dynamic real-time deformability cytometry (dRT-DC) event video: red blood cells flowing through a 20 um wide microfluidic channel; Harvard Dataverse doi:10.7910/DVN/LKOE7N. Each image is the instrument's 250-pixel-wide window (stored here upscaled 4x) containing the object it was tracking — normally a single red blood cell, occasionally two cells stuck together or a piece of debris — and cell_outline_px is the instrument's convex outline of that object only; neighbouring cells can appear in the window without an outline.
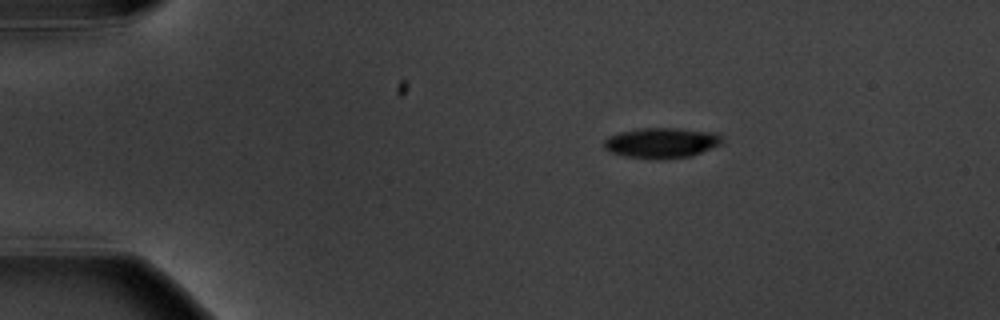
{"species": "common noctule bat (a hibernating species)", "species_latin": "Nyctalus noctula", "temperature_condition": "warm", "stored_images_in_passage": 5, "segment_of_instrument_passage": [1, 2], "camera_frame_rate_fps": 3000, "um_per_image_px": 0.085, "animal": {"sex": "male", "body_mass_g": 20.1, "forearm_length_mm": 53.5}, "frame": {"image": 1, "passage_image": 2, "time_ms": 1.333, "image_size_px": [1000, 320], "cell_outline_px": [[724, 144], [692, 156], [664, 160], [656, 160], [624, 156], [612, 152], [604, 148], [604, 140], [608, 136], [620, 132], [640, 128], [680, 128], [716, 132], [724, 136]], "centroid_in_image_um": [56.31, 12.15], "position_along_channel_um": 28.7, "area_um2": 21.5}}